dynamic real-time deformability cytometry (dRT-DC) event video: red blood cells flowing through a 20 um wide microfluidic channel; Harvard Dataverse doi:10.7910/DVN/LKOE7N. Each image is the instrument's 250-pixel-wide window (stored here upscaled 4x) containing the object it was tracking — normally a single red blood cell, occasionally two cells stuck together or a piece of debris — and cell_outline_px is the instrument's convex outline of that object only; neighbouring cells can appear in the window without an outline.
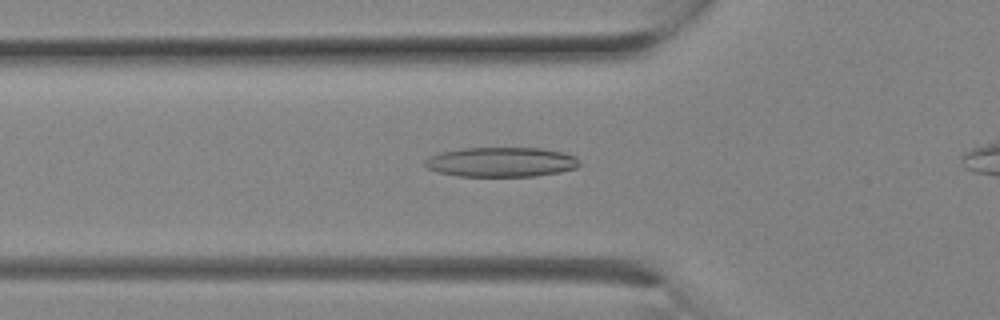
{"species": "Egyptian fruit bat (a non-hibernating species)", "species_latin": "Rousettus aegyptiacus", "temperature_condition": "room temperature", "stored_images_in_passage": 6, "camera_frame_rate_fps": 3000, "um_per_image_px": 0.085, "animal": {"sex": "female"}, "frame": {"image": 1, "passage_image": 4, "time_ms": 1.0, "image_size_px": [1000, 320], "cell_outline_px": [[580, 164], [576, 168], [560, 172], [536, 176], [460, 176], [436, 172], [428, 168], [424, 164], [424, 160], [440, 152], [460, 148], [540, 148], [564, 152], [576, 156], [580, 160]], "centroid_in_image_um": [42.63, 13.77], "position_along_channel_um": 83.2, "area_um2": 26.88}}
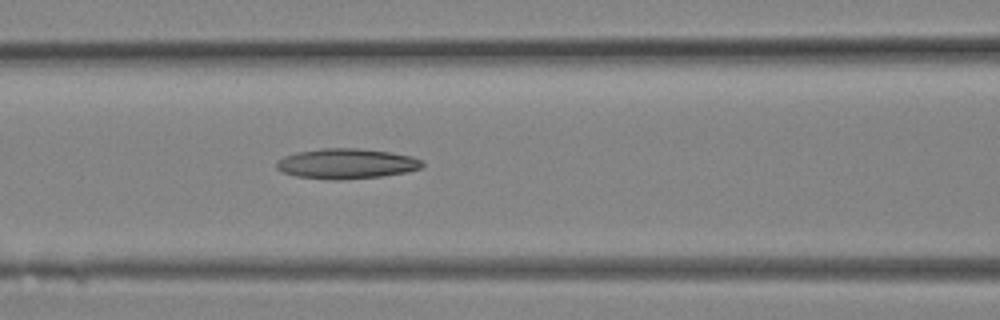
{"frame": {"image": 2, "passage_image": 6, "time_ms": 1.667, "image_size_px": [1000, 320], "cell_outline_px": [[424, 164], [420, 168], [408, 172], [384, 176], [340, 180], [332, 180], [296, 176], [280, 172], [276, 168], [276, 160], [284, 156], [296, 152], [320, 148], [356, 148], [392, 152], [412, 156], [424, 160]], "centroid_in_image_um": [29.45, 13.91], "position_along_channel_um": 137.2, "area_um2": 26.07}}